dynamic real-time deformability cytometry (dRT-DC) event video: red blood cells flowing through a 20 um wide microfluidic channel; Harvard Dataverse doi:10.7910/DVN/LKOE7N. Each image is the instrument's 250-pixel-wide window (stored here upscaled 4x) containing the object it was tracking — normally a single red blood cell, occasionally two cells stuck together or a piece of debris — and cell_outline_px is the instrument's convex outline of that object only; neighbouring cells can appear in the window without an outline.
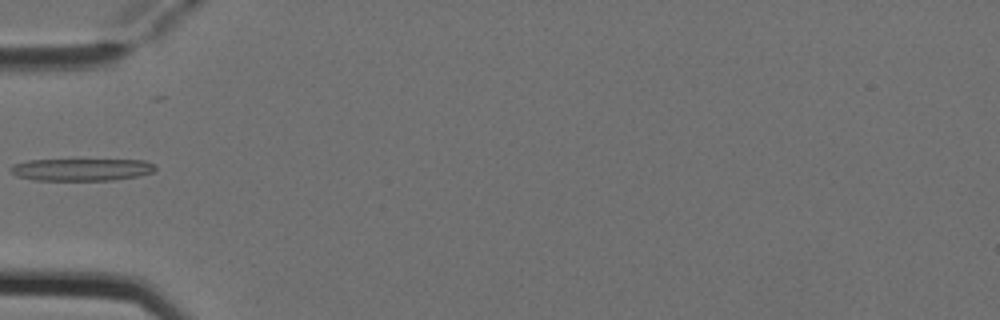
{"species": "Egyptian fruit bat (a non-hibernating species)", "species_latin": "Rousettus aegyptiacus", "temperature_condition": "cold", "stored_images_in_passage": 6, "camera_frame_rate_fps": 3000, "um_per_image_px": 0.085, "animal": {"sex": "female"}, "frame": {"image": 1, "passage_image": 6, "time_ms": 1.667, "image_size_px": [1000, 320], "cell_outline_px": [[156, 168], [152, 172], [140, 176], [112, 180], [32, 180], [16, 176], [12, 172], [12, 164], [28, 160], [144, 160], [152, 164]], "centroid_in_image_um": [6.92, 14.42], "position_along_channel_um": 78.1, "area_um2": 18.67}}